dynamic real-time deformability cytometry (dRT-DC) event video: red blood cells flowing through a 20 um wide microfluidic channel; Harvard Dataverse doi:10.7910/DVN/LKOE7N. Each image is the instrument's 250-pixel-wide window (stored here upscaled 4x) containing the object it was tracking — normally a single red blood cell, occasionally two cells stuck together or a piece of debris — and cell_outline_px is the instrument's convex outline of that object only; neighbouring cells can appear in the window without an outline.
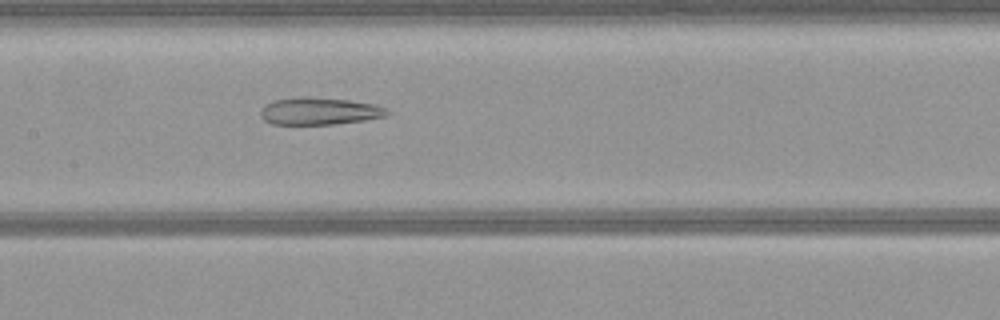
{"species": "common noctule bat (a hibernating species)", "species_latin": "Nyctalus noctula", "temperature_condition": "warm", "stored_images_in_passage": 51, "camera_frame_rate_fps": 3000, "um_per_image_px": 0.085, "animal": {"sex": "female", "body_mass_g": 21.9}, "frame": {"image": 1, "passage_image": 24, "time_ms": 7.667, "image_size_px": [1000, 320], "cell_outline_px": [[392, 112], [388, 116], [364, 120], [336, 124], [272, 124], [264, 120], [260, 116], [260, 108], [264, 104], [272, 100], [304, 96], [308, 96], [348, 100], [376, 104]], "centroid_in_image_um": [27.13, 9.44], "position_along_channel_um": 180.3, "area_um2": 20.4}}
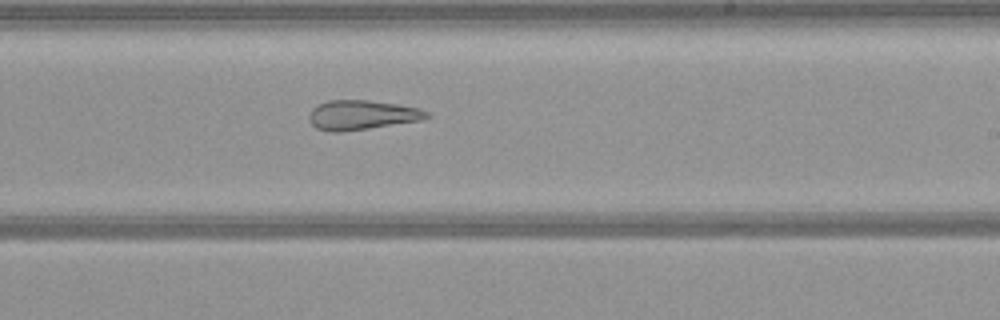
{"frame": {"image": 2, "passage_image": 30, "time_ms": 9.667, "image_size_px": [1000, 320], "cell_outline_px": [[432, 116], [420, 120], [368, 128], [340, 132], [332, 132], [316, 128], [308, 120], [308, 112], [312, 108], [328, 100], [368, 100], [396, 104], [420, 108], [428, 112]], "centroid_in_image_um": [30.72, 9.77], "position_along_channel_um": 258.3, "area_um2": 20.17}}
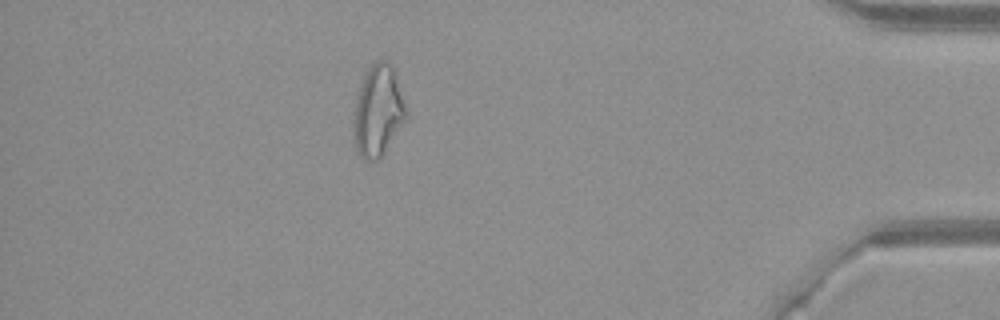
{"frame": {"image": 3, "passage_image": 45, "time_ms": 14.667, "image_size_px": [1000, 320], "cell_outline_px": [[408, 120], [384, 152], [376, 160], [364, 160], [360, 156], [356, 148], [352, 120], [356, 100], [364, 76], [368, 68], [380, 56], [396, 72], [408, 108]], "centroid_in_image_um": [32.18, 9.41], "position_along_channel_um": 403.0, "area_um2": 28.38}}